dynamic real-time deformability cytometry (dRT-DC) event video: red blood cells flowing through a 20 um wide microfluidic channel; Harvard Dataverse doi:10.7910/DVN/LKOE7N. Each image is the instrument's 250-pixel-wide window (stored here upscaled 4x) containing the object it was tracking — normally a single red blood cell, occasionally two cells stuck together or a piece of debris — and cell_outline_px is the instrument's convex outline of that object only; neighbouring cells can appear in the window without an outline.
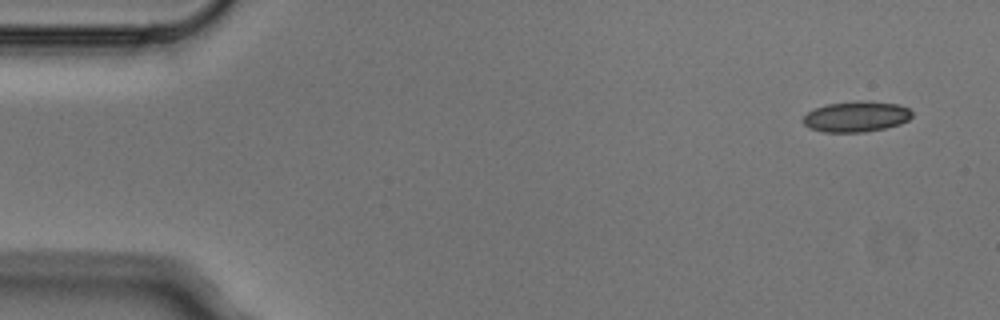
{"species": "Egyptian fruit bat (a non-hibernating species)", "species_latin": "Rousettus aegyptiacus", "temperature_condition": "cold", "stored_images_in_passage": 3, "camera_frame_rate_fps": 3000, "um_per_image_px": 0.085, "animal": {"sex": "male"}, "frame": {"image": 1, "passage_image": 1, "time_ms": 0.0, "image_size_px": [1000, 320], "cell_outline_px": [[912, 116], [908, 120], [900, 124], [884, 128], [864, 132], [824, 132], [808, 128], [800, 120], [808, 112], [816, 108], [828, 104], [856, 100], [900, 104], [908, 108], [912, 112]], "centroid_in_image_um": [72.77, 9.91], "position_along_channel_um": 12.2, "area_um2": 19.54}}
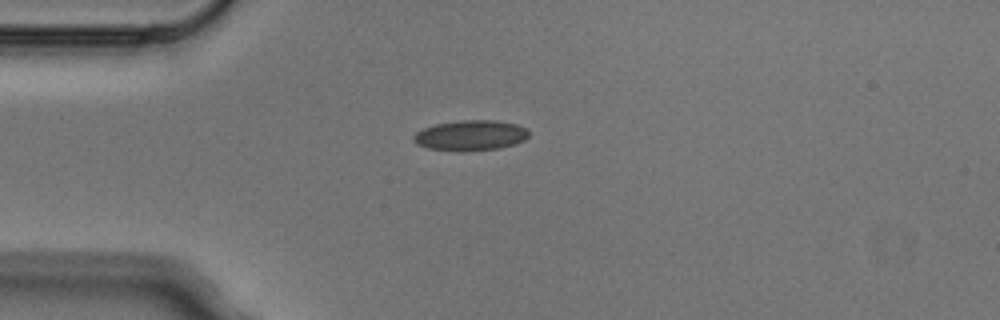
{"frame": {"image": 2, "passage_image": 3, "time_ms": 0.667, "image_size_px": [1000, 320], "cell_outline_px": [[528, 136], [524, 140], [516, 144], [500, 148], [464, 152], [456, 152], [428, 148], [416, 144], [412, 140], [412, 136], [416, 132], [424, 128], [436, 124], [464, 120], [496, 120], [516, 124], [528, 128]], "centroid_in_image_um": [39.99, 11.52], "position_along_channel_um": 45.0, "area_um2": 20.69}}